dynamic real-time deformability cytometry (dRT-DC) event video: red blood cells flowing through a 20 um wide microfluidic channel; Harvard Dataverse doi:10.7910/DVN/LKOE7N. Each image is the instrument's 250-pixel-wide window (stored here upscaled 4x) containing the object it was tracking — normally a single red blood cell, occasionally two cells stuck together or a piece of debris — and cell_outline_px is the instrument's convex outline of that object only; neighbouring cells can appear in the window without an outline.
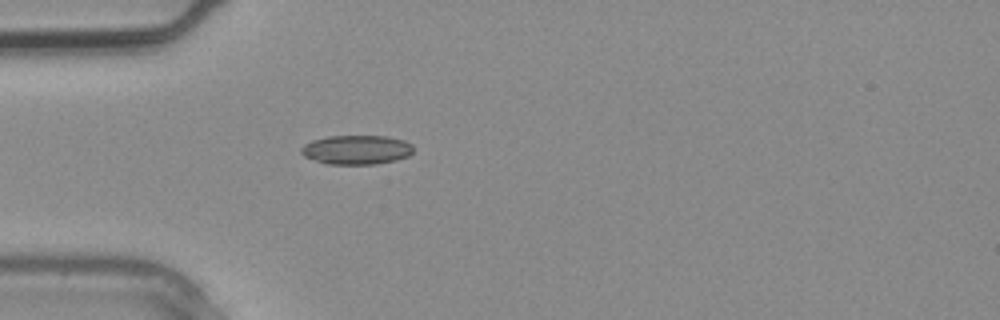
{"species": "common noctule bat (a hibernating species)", "species_latin": "Nyctalus noctula", "temperature_condition": "warm", "stored_images_in_passage": 2, "camera_frame_rate_fps": 3000, "um_per_image_px": 0.085, "animal": {"sex": "male", "body_mass_g": 20.4}, "frame": {"image": 1, "passage_image": 2, "time_ms": 0.333, "image_size_px": [1000, 320], "cell_outline_px": [[412, 152], [408, 156], [396, 160], [376, 164], [324, 164], [304, 156], [300, 152], [300, 148], [304, 144], [312, 140], [328, 136], [388, 136], [404, 140], [412, 144]], "centroid_in_image_um": [30.28, 12.73], "position_along_channel_um": 54.7, "area_um2": 19.25}}